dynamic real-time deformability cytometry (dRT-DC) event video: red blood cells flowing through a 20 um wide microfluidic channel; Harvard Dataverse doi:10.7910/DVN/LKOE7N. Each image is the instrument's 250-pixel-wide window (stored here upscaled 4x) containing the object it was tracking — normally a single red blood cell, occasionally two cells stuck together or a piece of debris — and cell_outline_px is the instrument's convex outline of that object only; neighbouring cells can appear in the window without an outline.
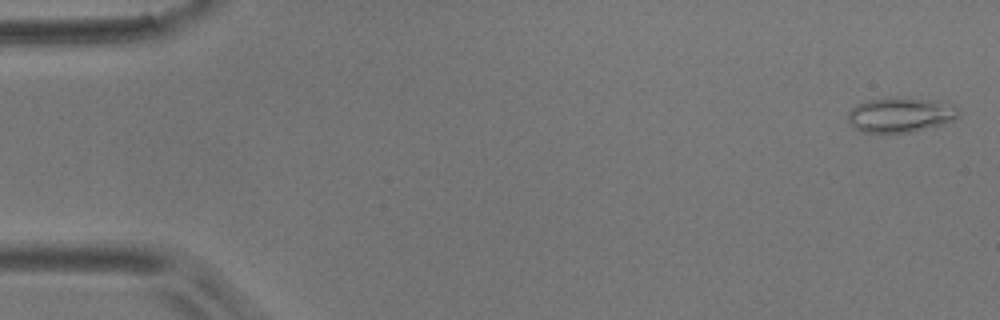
{"species": "common noctule bat (a hibernating species)", "species_latin": "Nyctalus noctula", "temperature_condition": "room temperature", "stored_images_in_passage": 4, "camera_frame_rate_fps": 3000, "um_per_image_px": 0.085, "animal": {"sex": "male", "body_mass_g": 17.9}, "frame": {"image": 1, "passage_image": 1, "time_ms": 0.0, "image_size_px": [1000, 320], "cell_outline_px": [[960, 116], [944, 124], [912, 132], [860, 132], [848, 120], [848, 112], [856, 104], [868, 100], [888, 96], [896, 96], [940, 100], [960, 108]], "centroid_in_image_um": [76.58, 9.72], "position_along_channel_um": 8.4, "area_um2": 23.0}}